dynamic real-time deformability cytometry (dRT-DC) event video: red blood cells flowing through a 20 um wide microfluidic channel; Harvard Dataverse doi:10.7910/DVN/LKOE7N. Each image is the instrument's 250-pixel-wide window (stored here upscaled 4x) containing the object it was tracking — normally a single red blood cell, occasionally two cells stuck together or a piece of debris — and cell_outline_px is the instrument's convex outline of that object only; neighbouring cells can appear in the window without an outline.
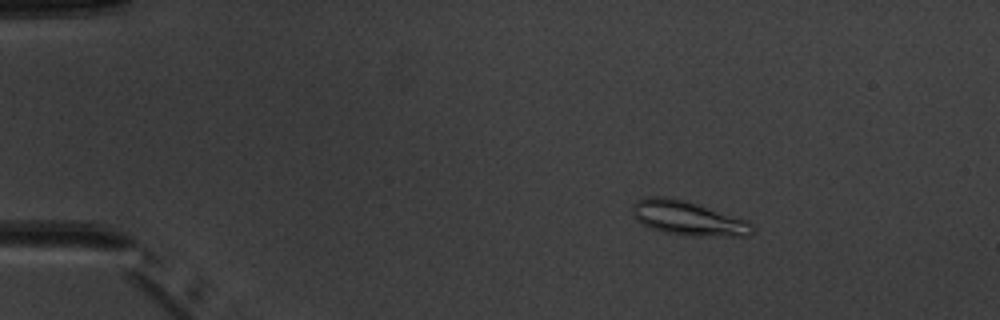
{"species": "common noctule bat (a hibernating species)", "species_latin": "Nyctalus noctula", "temperature_condition": "warm", "stored_images_in_passage": 5, "camera_frame_rate_fps": 3000, "um_per_image_px": 0.085, "animal": {"sex": "male", "body_mass_g": 20.1, "forearm_length_mm": 53.5}, "frame": {"image": 1, "passage_image": 2, "time_ms": 1.333, "image_size_px": [1000, 320], "cell_outline_px": [[756, 232], [748, 236], [696, 236], [664, 232], [652, 228], [636, 220], [632, 212], [632, 208], [636, 200], [644, 196], [668, 196], [684, 200], [748, 220], [756, 228]], "centroid_in_image_um": [58.51, 18.54], "position_along_channel_um": 26.5, "area_um2": 24.1}}